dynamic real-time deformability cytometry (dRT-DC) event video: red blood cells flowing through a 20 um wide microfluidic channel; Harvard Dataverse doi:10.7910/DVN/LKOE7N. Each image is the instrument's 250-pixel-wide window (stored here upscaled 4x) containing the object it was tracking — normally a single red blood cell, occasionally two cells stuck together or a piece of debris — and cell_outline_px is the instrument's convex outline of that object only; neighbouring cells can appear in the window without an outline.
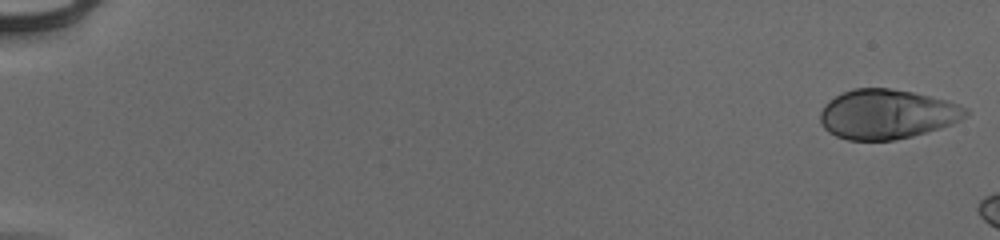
{"species": "human", "species_latin": "Homo sapiens", "temperature_condition": "cold", "stored_images_in_passage": 13, "camera_frame_rate_fps": 3000, "um_per_image_px": 0.085, "donor": {"sex": "male"}, "frame": {"image": 1, "passage_image": 1, "time_ms": 0.0, "image_size_px": [1000, 240], "cell_outline_px": [[968, 112], [960, 120], [952, 124], [940, 128], [912, 136], [892, 140], [848, 140], [836, 136], [828, 132], [820, 124], [820, 112], [824, 104], [828, 100], [852, 88], [892, 88], [912, 92], [944, 100], [968, 108]], "centroid_in_image_um": [75.34, 9.71], "position_along_channel_um": 9.7, "area_um2": 41.91}}